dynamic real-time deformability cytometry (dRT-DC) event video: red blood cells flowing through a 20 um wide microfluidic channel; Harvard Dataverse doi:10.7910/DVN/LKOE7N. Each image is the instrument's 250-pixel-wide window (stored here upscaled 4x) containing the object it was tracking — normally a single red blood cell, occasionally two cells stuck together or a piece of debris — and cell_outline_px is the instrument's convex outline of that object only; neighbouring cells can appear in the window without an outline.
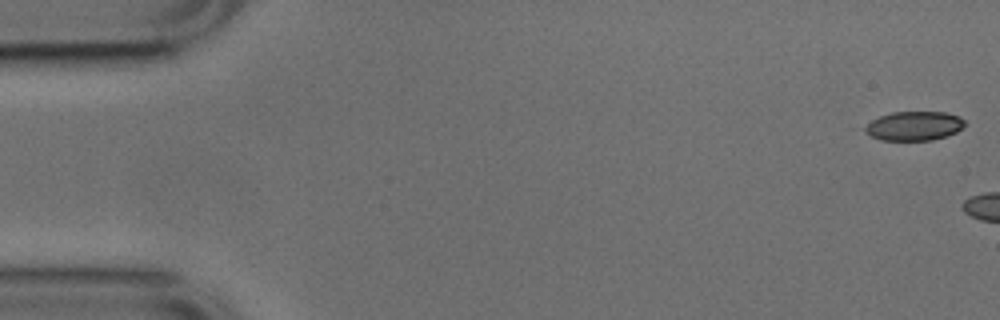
{"species": "common noctule bat (a hibernating species)", "species_latin": "Nyctalus noctula", "temperature_condition": "cold", "stored_images_in_passage": 5, "camera_frame_rate_fps": 3000, "um_per_image_px": 0.085, "animal": {"sex": "male", "body_mass_g": 17.9, "forearm_length_mm": 54.2}, "frame": {"image": 1, "passage_image": 1, "time_ms": 0.0, "image_size_px": [1000, 320], "cell_outline_px": [[964, 124], [956, 132], [948, 136], [932, 140], [880, 140], [872, 136], [860, 128], [872, 120], [880, 116], [892, 112], [944, 112], [960, 116], [964, 120]], "centroid_in_image_um": [77.67, 10.7], "position_along_channel_um": 7.3, "area_um2": 16.99}}